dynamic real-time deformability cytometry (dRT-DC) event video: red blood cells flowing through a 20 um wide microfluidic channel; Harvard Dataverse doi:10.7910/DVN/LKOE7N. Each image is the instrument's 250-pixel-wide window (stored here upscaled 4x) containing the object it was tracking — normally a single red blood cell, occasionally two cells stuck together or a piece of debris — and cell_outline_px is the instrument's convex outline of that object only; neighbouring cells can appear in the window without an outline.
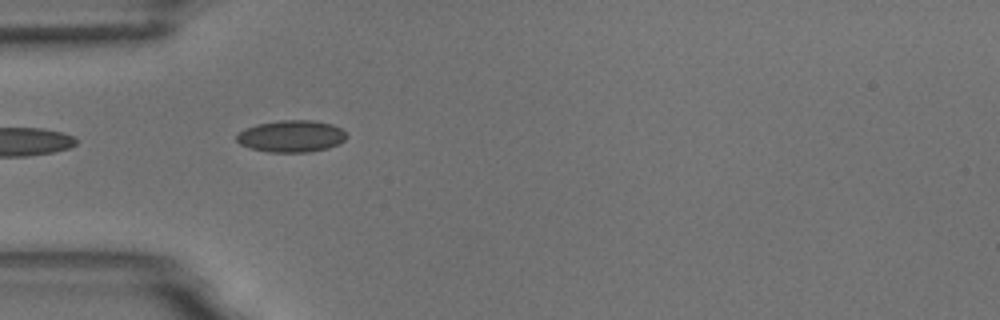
{"species": "common noctule bat (a hibernating species)", "species_latin": "Nyctalus noctula", "temperature_condition": "room temperature", "stored_images_in_passage": 9, "camera_frame_rate_fps": 3000, "um_per_image_px": 0.085, "animal": {"sex": "male", "body_mass_g": 18.8}, "frame": {"image": 1, "passage_image": 3, "time_ms": 2.333, "image_size_px": [1000, 320], "cell_outline_px": [[348, 136], [340, 144], [328, 148], [312, 152], [268, 152], [252, 148], [240, 144], [236, 140], [236, 136], [244, 128], [256, 124], [280, 120], [312, 120], [332, 124], [340, 128]], "centroid_in_image_um": [24.77, 11.58], "position_along_channel_um": 60.2, "area_um2": 20.52}}
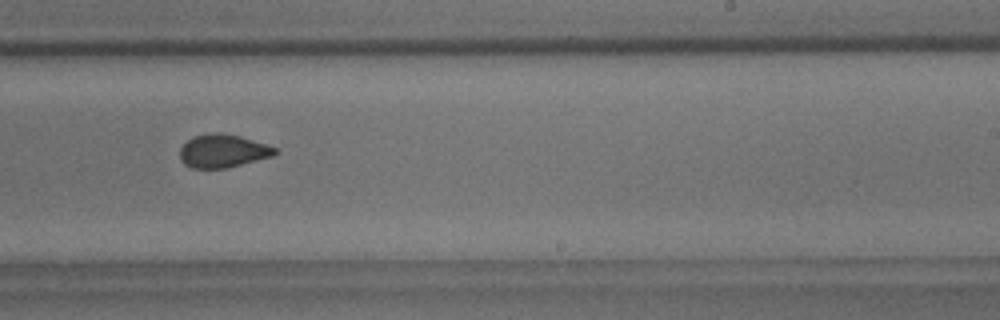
{"frame": {"image": 2, "passage_image": 8, "time_ms": 8.0, "image_size_px": [1000, 320], "cell_outline_px": [[280, 152], [272, 156], [228, 168], [192, 168], [184, 164], [180, 160], [180, 148], [188, 140], [196, 136], [208, 132], [220, 132], [240, 136], [276, 148]], "centroid_in_image_um": [18.93, 12.83], "position_along_channel_um": 270.1, "area_um2": 18.38}}